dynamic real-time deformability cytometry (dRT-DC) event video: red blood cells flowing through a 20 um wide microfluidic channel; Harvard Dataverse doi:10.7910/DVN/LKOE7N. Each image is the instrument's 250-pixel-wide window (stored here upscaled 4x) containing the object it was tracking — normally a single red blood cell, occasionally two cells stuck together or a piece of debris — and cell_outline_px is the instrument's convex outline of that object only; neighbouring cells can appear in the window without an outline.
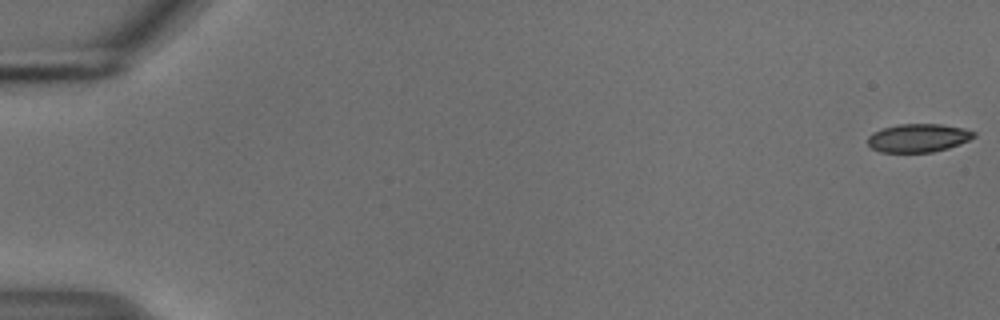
{"species": "common noctule bat (a hibernating species)", "species_latin": "Nyctalus noctula", "temperature_condition": "cold", "stored_images_in_passage": 55, "camera_frame_rate_fps": 3000, "um_per_image_px": 0.085, "animal": {"sex": "male", "body_mass_g": 18.8}, "frame": {"image": 1, "passage_image": 1, "time_ms": 0.0, "image_size_px": [1000, 320], "cell_outline_px": [[976, 136], [968, 140], [948, 148], [932, 152], [880, 152], [872, 148], [868, 144], [868, 136], [872, 132], [884, 128], [900, 124], [940, 124], [964, 128], [976, 132]], "centroid_in_image_um": [78.05, 11.72], "position_along_channel_um": 6.9, "area_um2": 17.46}}
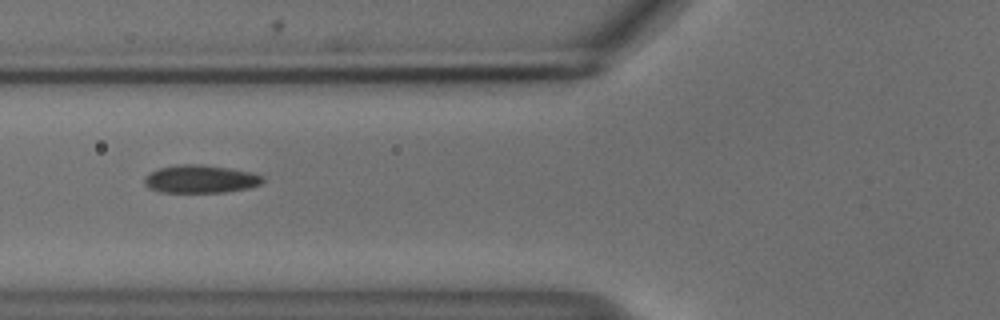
{"frame": {"image": 2, "passage_image": 22, "time_ms": 7.0, "image_size_px": [1000, 320], "cell_outline_px": [[264, 180], [260, 184], [248, 188], [224, 192], [160, 192], [148, 188], [144, 184], [144, 176], [160, 168], [184, 164], [200, 164], [228, 168], [252, 172], [264, 176]], "centroid_in_image_um": [17.04, 15.22], "position_along_channel_um": 108.8, "area_um2": 19.19}}
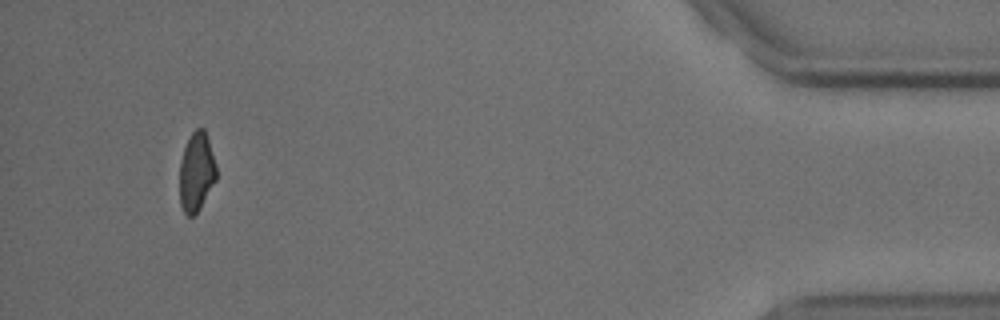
{"frame": {"image": 3, "passage_image": 52, "time_ms": 17.0, "image_size_px": [1000, 320], "cell_outline_px": [[216, 180], [200, 208], [192, 216], [188, 216], [184, 212], [180, 204], [180, 160], [184, 148], [192, 132], [196, 128], [204, 128], [216, 164]], "centroid_in_image_um": [16.69, 14.62], "position_along_channel_um": 418.5, "area_um2": 16.76}, "authors_computed_cell_mechanics": {"area_um2": 18.8428, "velocity_mm_per_s": 3.7414, "shape_relaxation_time_tau1_ms": 3.8139, "shape_relaxation_time_tau2_ms": 5.9103, "deformation_change_tau1": 0.0962, "deformation_change_tau2": 0.0942}}